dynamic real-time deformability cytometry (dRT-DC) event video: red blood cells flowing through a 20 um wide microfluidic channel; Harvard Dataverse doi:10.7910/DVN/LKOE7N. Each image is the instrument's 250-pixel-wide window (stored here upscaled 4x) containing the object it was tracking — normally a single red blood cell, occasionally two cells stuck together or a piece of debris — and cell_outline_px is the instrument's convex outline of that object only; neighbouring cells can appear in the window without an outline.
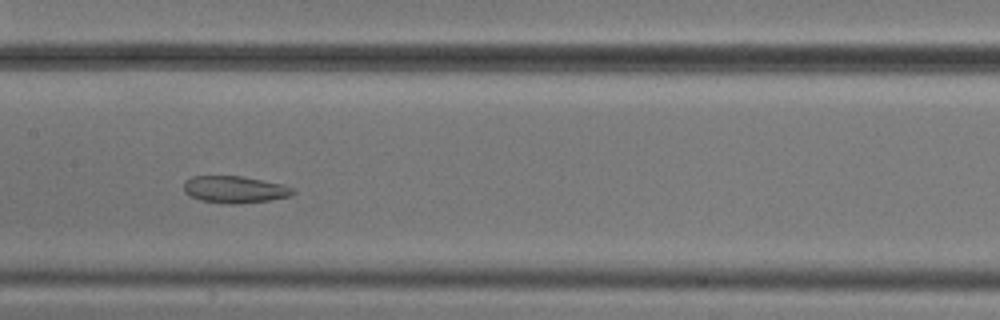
{"species": "common noctule bat (a hibernating species)", "species_latin": "Nyctalus noctula", "temperature_condition": "cold", "stored_images_in_passage": 11, "segment_of_instrument_passage": [1, 2], "camera_frame_rate_fps": 3000, "um_per_image_px": 0.085, "animal": {"sex": "male", "body_mass_g": 20.5, "forearm_length_mm": 52.5}, "frame": {"image": 1, "passage_image": 4, "time_ms": 3.333, "image_size_px": [1000, 320], "cell_outline_px": [[296, 192], [292, 196], [268, 200], [236, 204], [228, 204], [200, 200], [188, 196], [184, 192], [184, 180], [192, 176], [240, 176], [280, 184], [296, 188]], "centroid_in_image_um": [19.93, 16.11], "position_along_channel_um": 187.5, "area_um2": 17.22}}
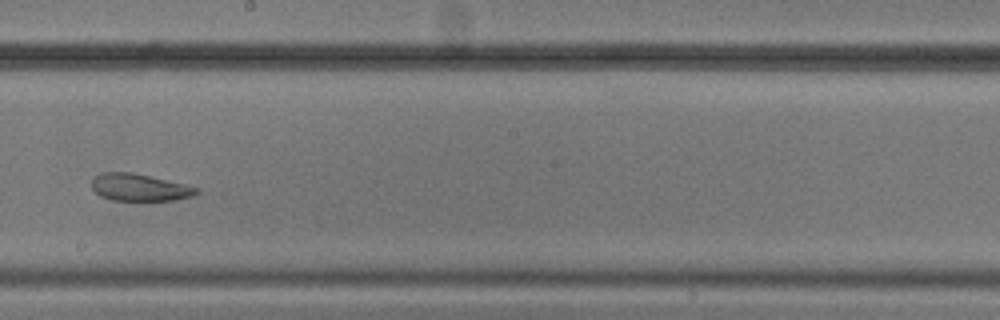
{"frame": {"image": 2, "passage_image": 5, "time_ms": 4.667, "image_size_px": [1000, 320], "cell_outline_px": [[200, 192], [192, 196], [176, 200], [112, 200], [100, 196], [92, 188], [92, 180], [100, 172], [132, 172], [184, 184], [200, 188]], "centroid_in_image_um": [11.87, 15.93], "position_along_channel_um": 236.3, "area_um2": 16.53}}